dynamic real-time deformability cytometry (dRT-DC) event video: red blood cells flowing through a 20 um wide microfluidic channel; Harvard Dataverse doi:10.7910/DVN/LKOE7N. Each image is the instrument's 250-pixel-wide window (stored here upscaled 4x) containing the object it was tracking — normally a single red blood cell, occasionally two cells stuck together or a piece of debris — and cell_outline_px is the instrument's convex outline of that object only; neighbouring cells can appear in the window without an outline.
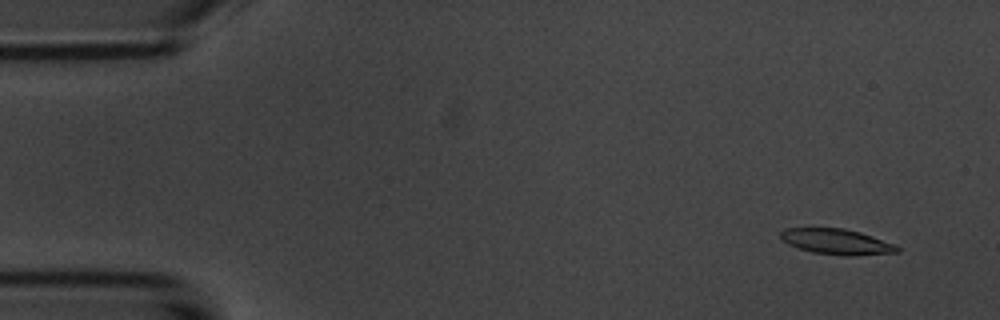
{"species": "common noctule bat (a hibernating species)", "species_latin": "Nyctalus noctula", "temperature_condition": "room temperature", "stored_images_in_passage": 5, "camera_frame_rate_fps": 3000, "um_per_image_px": 0.085, "animal": {"sex": "male", "body_mass_g": 20.1, "forearm_length_mm": 53.5}, "frame": {"image": 1, "passage_image": 2, "time_ms": 1.0, "image_size_px": [1000, 320], "cell_outline_px": [[900, 252], [856, 256], [844, 256], [812, 252], [788, 244], [780, 236], [780, 232], [784, 228], [844, 228], [860, 232], [896, 244], [900, 248]], "centroid_in_image_um": [71.16, 20.55], "position_along_channel_um": 13.8, "area_um2": 17.46}}
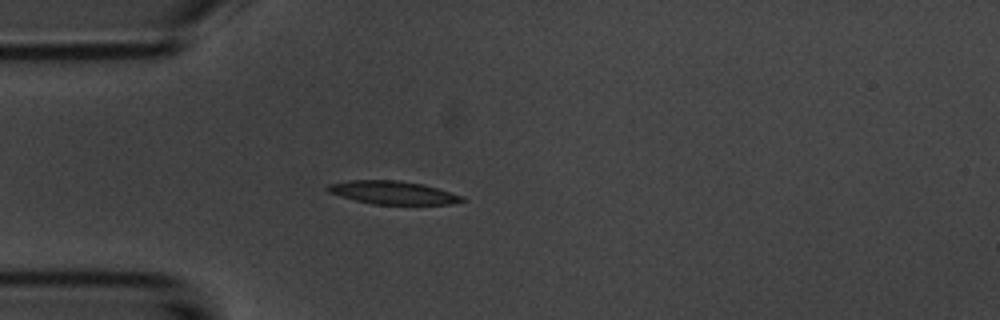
{"frame": {"image": 2, "passage_image": 5, "time_ms": 4.667, "image_size_px": [1000, 320], "cell_outline_px": [[468, 200], [452, 204], [372, 204], [340, 196], [328, 192], [324, 188], [328, 184], [348, 180], [396, 180], [420, 184], [436, 188], [464, 196]], "centroid_in_image_um": [33.37, 16.37], "position_along_channel_um": 51.6, "area_um2": 18.09}}